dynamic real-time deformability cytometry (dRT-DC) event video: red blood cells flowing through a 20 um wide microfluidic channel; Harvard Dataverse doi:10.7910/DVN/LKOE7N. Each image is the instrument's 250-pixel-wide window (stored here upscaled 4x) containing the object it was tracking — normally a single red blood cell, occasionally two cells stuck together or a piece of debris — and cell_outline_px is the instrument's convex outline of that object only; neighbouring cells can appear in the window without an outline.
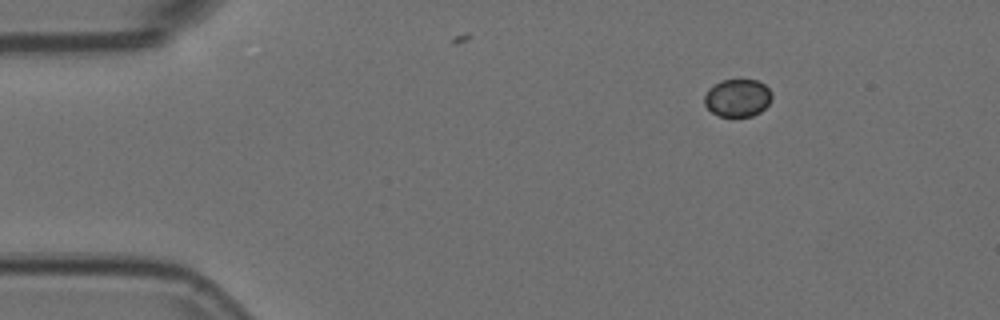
{"species": "Egyptian fruit bat (a non-hibernating species)", "species_latin": "Rousettus aegyptiacus", "temperature_condition": "room temperature", "stored_images_in_passage": 5, "camera_frame_rate_fps": 3000, "um_per_image_px": 0.085, "animal": {"sex": "female"}, "frame": {"image": 1, "passage_image": 1, "time_ms": 0.0, "image_size_px": [1000, 320], "cell_outline_px": [[772, 96], [768, 104], [760, 112], [752, 116], [720, 116], [712, 112], [704, 104], [704, 96], [708, 88], [720, 80], [756, 80], [764, 84], [772, 92]], "centroid_in_image_um": [62.68, 8.31], "position_along_channel_um": 22.3, "area_um2": 14.8}}